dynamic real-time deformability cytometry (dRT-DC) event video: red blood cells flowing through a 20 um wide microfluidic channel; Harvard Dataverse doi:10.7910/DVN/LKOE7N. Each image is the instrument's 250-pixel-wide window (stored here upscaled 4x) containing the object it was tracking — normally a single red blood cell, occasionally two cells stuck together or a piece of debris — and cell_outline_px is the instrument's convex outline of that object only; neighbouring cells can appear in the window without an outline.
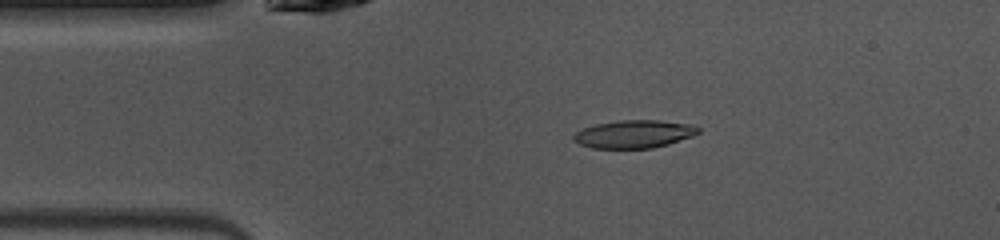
{"species": "common noctule bat (a hibernating species)", "species_latin": "Nyctalus noctula", "temperature_condition": "warm", "stored_images_in_passage": 40, "camera_frame_rate_fps": 3000, "um_per_image_px": 0.085, "animal": {"sex": "female", "body_mass_g": 10.0, "forearm_length_mm": 53.1}, "frame": {"image": 1, "passage_image": 1, "time_ms": 0.0, "image_size_px": [1000, 240], "cell_outline_px": [[700, 132], [692, 136], [668, 144], [652, 148], [592, 148], [580, 144], [572, 140], [572, 136], [576, 132], [584, 128], [596, 124], [620, 120], [660, 120], [692, 124], [700, 128]], "centroid_in_image_um": [53.9, 11.39], "position_along_channel_um": 31.1, "area_um2": 20.29}}
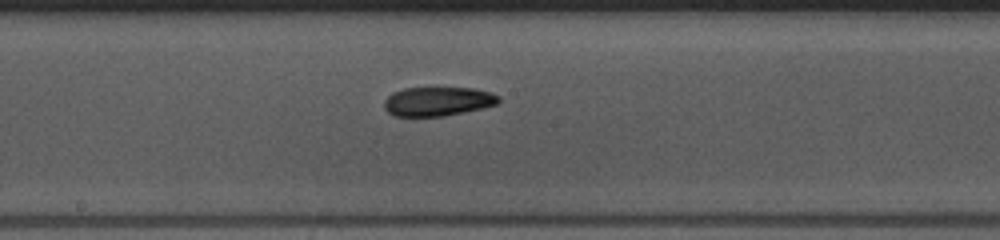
{"frame": {"image": 2, "passage_image": 16, "time_ms": 5.0, "image_size_px": [1000, 240], "cell_outline_px": [[500, 100], [496, 104], [464, 112], [444, 116], [396, 116], [388, 112], [384, 108], [384, 100], [392, 92], [404, 88], [476, 88], [492, 92], [500, 96]], "centroid_in_image_um": [37.21, 8.61], "position_along_channel_um": 211.0, "area_um2": 19.42}}
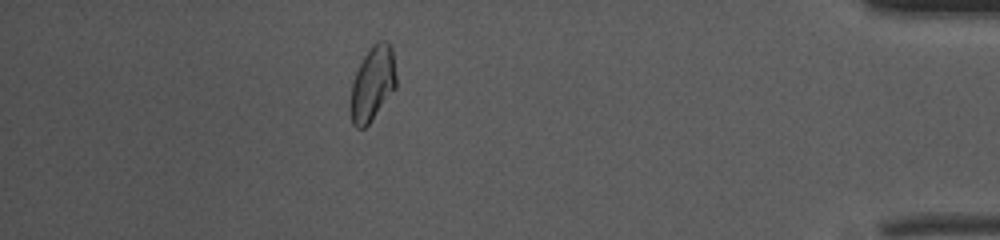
{"frame": {"image": 3, "passage_image": 34, "time_ms": 11.0, "image_size_px": [1000, 240], "cell_outline_px": [[396, 88], [368, 124], [364, 128], [356, 128], [352, 124], [352, 80], [364, 56], [372, 44], [376, 40], [384, 40], [392, 48], [396, 76]], "centroid_in_image_um": [31.69, 7.07], "position_along_channel_um": 403.5, "area_um2": 19.48}, "authors_computed_cell_mechanics": {"area_um2": 19.5653, "velocity_mm_per_s": 4.0921, "shape_relaxation_time_tau1_ms": 4.4829, "shape_relaxation_time_tau2_ms": 3.9412, "deformation_change_tau1": 0.1505, "deformation_change_tau2": 0.1054}}